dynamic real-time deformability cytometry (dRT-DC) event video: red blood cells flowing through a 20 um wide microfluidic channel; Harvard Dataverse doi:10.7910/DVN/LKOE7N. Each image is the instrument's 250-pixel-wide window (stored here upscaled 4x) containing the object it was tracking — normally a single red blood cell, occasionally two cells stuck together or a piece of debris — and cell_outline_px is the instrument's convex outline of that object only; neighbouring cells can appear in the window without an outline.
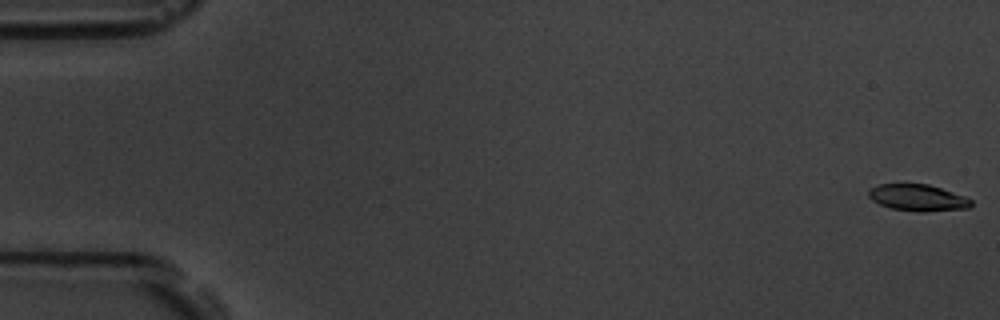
{"species": "common noctule bat (a hibernating species)", "species_latin": "Nyctalus noctula", "temperature_condition": "room temperature", "stored_images_in_passage": 56, "camera_frame_rate_fps": 3000, "um_per_image_px": 0.085, "animal": {"sex": "male", "body_mass_g": 19.5, "forearm_length_mm": 54.6}, "frame": {"image": 1, "passage_image": 1, "time_ms": 0.0, "image_size_px": [1000, 320], "cell_outline_px": [[972, 204], [968, 208], [924, 212], [920, 212], [892, 208], [880, 204], [872, 200], [868, 196], [868, 192], [872, 188], [880, 184], [928, 184], [964, 196], [972, 200]], "centroid_in_image_um": [78.02, 16.81], "position_along_channel_um": 7.0, "area_um2": 15.66}}
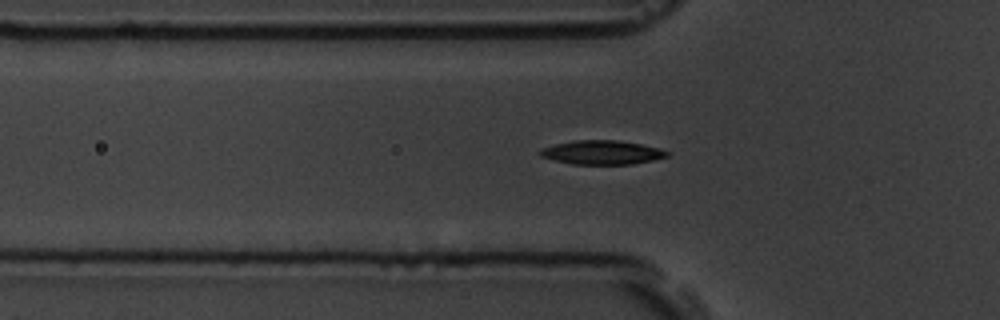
{"frame": {"image": 2, "passage_image": 19, "time_ms": 6.0, "image_size_px": [1000, 320], "cell_outline_px": [[672, 152], [668, 156], [652, 160], [632, 164], [572, 164], [540, 156], [536, 152], [540, 148], [572, 140], [616, 140], [640, 144], [660, 148]], "centroid_in_image_um": [51.16, 12.95], "position_along_channel_um": 74.6, "area_um2": 17.8}}
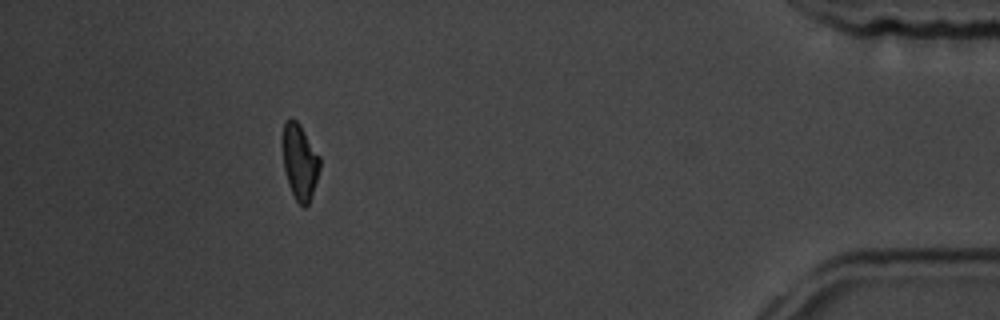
{"frame": {"image": 3, "passage_image": 51, "time_ms": 16.667, "image_size_px": [1000, 320], "cell_outline_px": [[320, 168], [308, 204], [304, 208], [296, 200], [288, 184], [284, 168], [284, 120], [292, 116], [300, 124], [320, 156]], "centroid_in_image_um": [25.49, 13.72], "position_along_channel_um": 409.7, "area_um2": 16.07}, "authors_computed_cell_mechanics": {"area_um2": 16.8776, "velocity_mm_per_s": 3.6672, "shape_relaxation_time_tau1_ms": 2.4969, "shape_relaxation_time_tau2_ms": 5.1727, "deformation_change_tau1": 0.1266, "deformation_change_tau2": 0.105}}